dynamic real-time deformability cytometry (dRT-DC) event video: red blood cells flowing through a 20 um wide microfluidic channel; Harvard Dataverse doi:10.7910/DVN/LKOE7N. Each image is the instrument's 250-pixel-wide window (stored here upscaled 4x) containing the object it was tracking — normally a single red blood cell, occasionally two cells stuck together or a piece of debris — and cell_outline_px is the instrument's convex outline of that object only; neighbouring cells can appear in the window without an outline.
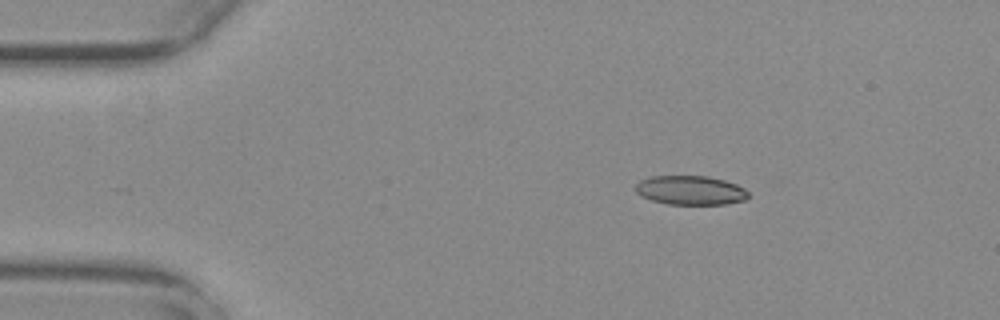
{"species": "common noctule bat (a hibernating species)", "species_latin": "Nyctalus noctula", "temperature_condition": "warm", "stored_images_in_passage": 47, "camera_frame_rate_fps": 3000, "um_per_image_px": 0.085, "animal": {"sex": "female", "body_mass_g": 29.2, "forearm_length_mm": 56.3}, "frame": {"image": 1, "passage_image": 1, "time_ms": 0.0, "image_size_px": [1000, 320], "cell_outline_px": [[748, 196], [744, 200], [724, 204], [668, 204], [652, 200], [640, 196], [636, 192], [636, 184], [640, 180], [652, 176], [708, 176], [724, 180], [736, 184], [744, 188], [748, 192]], "centroid_in_image_um": [58.67, 16.17], "position_along_channel_um": 26.3, "area_um2": 19.07}}
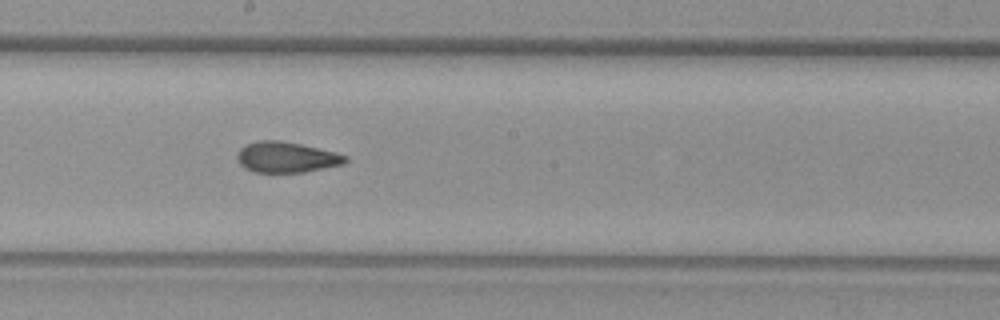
{"frame": {"image": 2, "passage_image": 22, "time_ms": 7.0, "image_size_px": [1000, 320], "cell_outline_px": [[348, 160], [344, 164], [304, 172], [256, 172], [244, 168], [240, 164], [236, 156], [240, 148], [256, 140], [280, 140], [300, 144], [336, 152], [348, 156]], "centroid_in_image_um": [24.35, 13.36], "position_along_channel_um": 223.8, "area_um2": 19.36}}
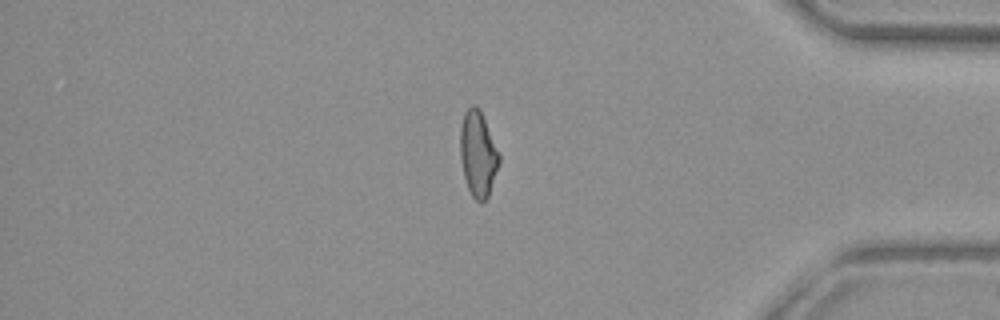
{"frame": {"image": 3, "passage_image": 38, "time_ms": 12.333, "image_size_px": [1000, 320], "cell_outline_px": [[500, 160], [488, 196], [480, 204], [472, 196], [468, 188], [464, 176], [460, 156], [460, 128], [464, 112], [472, 104], [476, 104], [480, 108], [500, 152]], "centroid_in_image_um": [40.63, 13.03], "position_along_channel_um": 394.6, "area_um2": 19.59}, "authors_computed_cell_mechanics": {"area_um2": 19.5364, "velocity_mm_per_s": 3.782, "shape_relaxation_time_tau1_ms": null, "shape_relaxation_time_tau2_ms": 1.955, "deformation_change_tau1": null, "deformation_change_tau2": 0.0785}}